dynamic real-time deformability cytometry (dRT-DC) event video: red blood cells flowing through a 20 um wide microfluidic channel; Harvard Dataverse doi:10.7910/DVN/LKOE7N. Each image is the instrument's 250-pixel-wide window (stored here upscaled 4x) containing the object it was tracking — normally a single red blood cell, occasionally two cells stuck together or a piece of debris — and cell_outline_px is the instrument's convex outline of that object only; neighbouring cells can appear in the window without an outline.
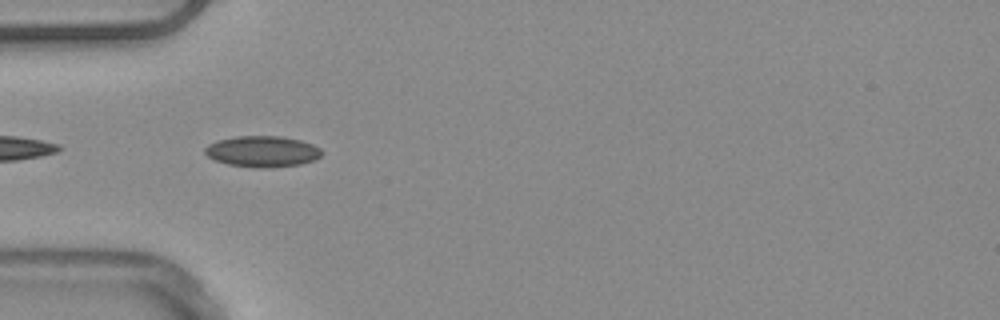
{"species": "common noctule bat (a hibernating species)", "species_latin": "Nyctalus noctula", "temperature_condition": "warm", "stored_images_in_passage": 7, "camera_frame_rate_fps": 3000, "um_per_image_px": 0.085, "animal": {"sex": "male", "body_mass_g": 20.4}, "frame": {"image": 1, "passage_image": 2, "time_ms": 0.333, "image_size_px": [1000, 320], "cell_outline_px": [[324, 152], [320, 156], [312, 160], [300, 164], [264, 168], [252, 168], [228, 164], [216, 160], [208, 156], [204, 152], [204, 148], [208, 144], [216, 140], [236, 136], [280, 136], [300, 140], [312, 144], [320, 148]], "centroid_in_image_um": [22.28, 12.87], "position_along_channel_um": 62.7, "area_um2": 21.15}}